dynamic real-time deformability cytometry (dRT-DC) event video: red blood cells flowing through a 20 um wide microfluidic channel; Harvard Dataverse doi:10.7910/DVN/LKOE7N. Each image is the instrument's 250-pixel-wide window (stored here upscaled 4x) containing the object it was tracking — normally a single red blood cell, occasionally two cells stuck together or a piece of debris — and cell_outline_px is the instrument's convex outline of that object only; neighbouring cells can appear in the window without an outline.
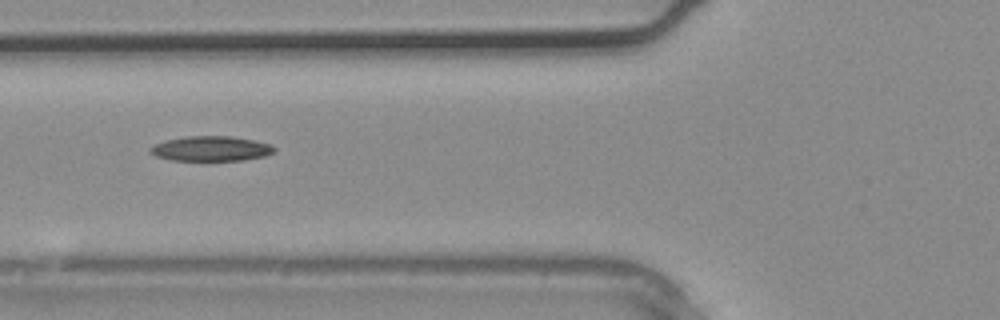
{"species": "common noctule bat (a hibernating species)", "species_latin": "Nyctalus noctula", "temperature_condition": "warm", "stored_images_in_passage": 5, "camera_frame_rate_fps": 3000, "um_per_image_px": 0.085, "animal": {"sex": "male", "body_mass_g": 20.4}, "frame": {"image": 1, "passage_image": 5, "time_ms": 1.333, "image_size_px": [1000, 320], "cell_outline_px": [[276, 148], [272, 152], [264, 156], [244, 160], [172, 160], [156, 156], [148, 152], [148, 148], [164, 140], [184, 136], [232, 136], [256, 140], [272, 144]], "centroid_in_image_um": [17.93, 12.62], "position_along_channel_um": 107.9, "area_um2": 18.15}}